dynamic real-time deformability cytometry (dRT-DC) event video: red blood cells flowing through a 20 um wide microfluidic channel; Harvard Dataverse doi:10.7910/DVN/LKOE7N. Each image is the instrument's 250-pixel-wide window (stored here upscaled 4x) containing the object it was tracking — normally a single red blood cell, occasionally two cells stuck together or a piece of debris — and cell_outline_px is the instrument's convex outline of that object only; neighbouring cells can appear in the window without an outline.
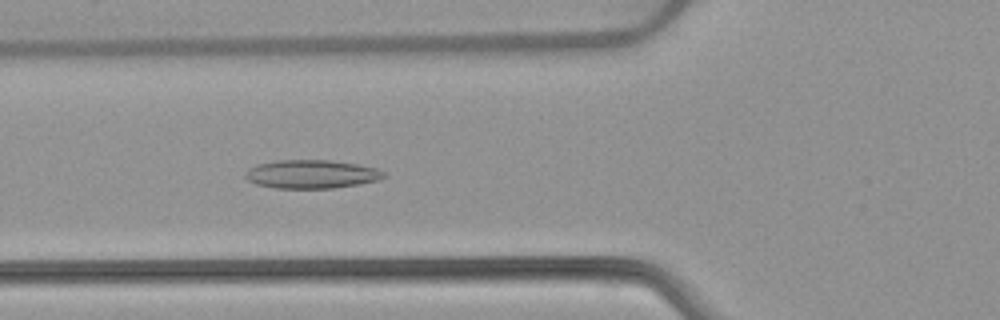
{"species": "common noctule bat (a hibernating species)", "species_latin": "Nyctalus noctula", "temperature_condition": "warm", "stored_images_in_passage": 53, "camera_frame_rate_fps": 3000, "um_per_image_px": 0.085, "animal": {"sex": "female", "body_mass_g": 22.7, "forearm_length_mm": 54.2}, "frame": {"image": 1, "passage_image": 20, "time_ms": 6.333, "image_size_px": [1000, 320], "cell_outline_px": [[384, 176], [376, 180], [356, 184], [332, 188], [276, 188], [256, 184], [248, 180], [244, 176], [248, 168], [256, 164], [280, 160], [328, 160], [356, 164], [376, 168], [384, 172]], "centroid_in_image_um": [26.41, 14.8], "position_along_channel_um": 99.4, "area_um2": 22.72}}
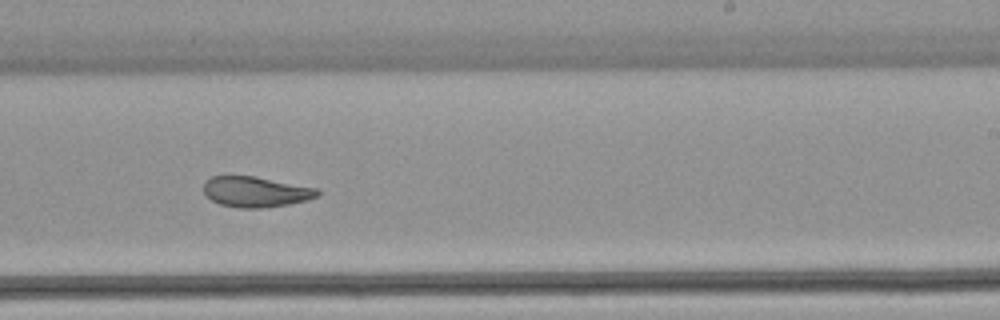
{"frame": {"image": 2, "passage_image": 33, "time_ms": 10.667, "image_size_px": [1000, 320], "cell_outline_px": [[320, 192], [316, 196], [304, 200], [288, 204], [256, 208], [240, 208], [220, 204], [212, 200], [204, 192], [204, 180], [212, 176], [256, 176], [316, 188]], "centroid_in_image_um": [21.69, 16.29], "position_along_channel_um": 267.3, "area_um2": 19.94}}
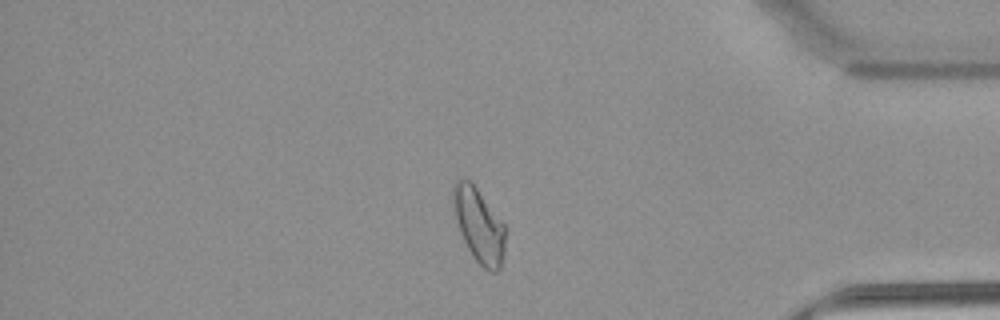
{"frame": {"image": 3, "passage_image": 45, "time_ms": 14.667, "image_size_px": [1000, 320], "cell_outline_px": [[504, 256], [500, 268], [496, 272], [492, 272], [484, 268], [472, 256], [460, 232], [452, 204], [452, 184], [460, 176], [464, 176], [476, 188], [504, 224]], "centroid_in_image_um": [40.67, 19.12], "position_along_channel_um": 394.5, "area_um2": 22.37}, "authors_computed_cell_mechanics": {"area_um2": 23.2934, "velocity_mm_per_s": 3.8821, "shape_relaxation_time_tau1_ms": null, "shape_relaxation_time_tau2_ms": 2.7858, "deformation_change_tau1": null, "deformation_change_tau2": 0.0786}}